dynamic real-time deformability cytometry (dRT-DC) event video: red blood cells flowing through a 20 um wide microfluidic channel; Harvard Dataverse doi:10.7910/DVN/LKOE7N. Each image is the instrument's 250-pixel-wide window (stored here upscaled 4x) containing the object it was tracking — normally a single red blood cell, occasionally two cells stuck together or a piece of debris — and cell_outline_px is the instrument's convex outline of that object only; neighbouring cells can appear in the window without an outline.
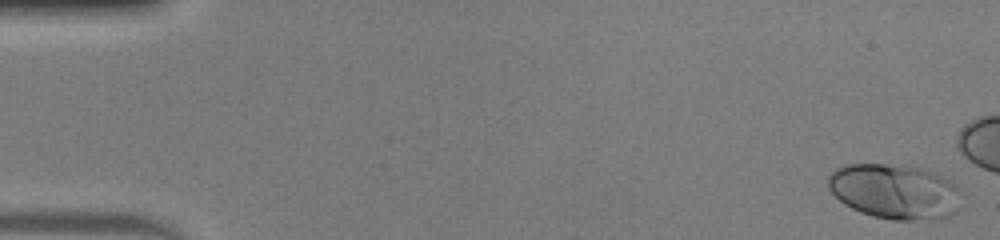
{"species": "human", "species_latin": "Homo sapiens", "temperature_condition": "warm", "stored_images_in_passage": 42, "camera_frame_rate_fps": 3000, "um_per_image_px": 0.085, "donor": {"sex": "male"}, "frame": {"image": 1, "passage_image": 1, "time_ms": 0.0, "image_size_px": [1000, 240], "cell_outline_px": [[960, 208], [956, 212], [948, 216], [912, 220], [892, 220], [872, 216], [860, 212], [844, 204], [828, 188], [828, 176], [836, 168], [844, 164], [884, 164], [916, 168], [932, 172], [956, 184], [960, 192]], "centroid_in_image_um": [76.03, 16.28], "position_along_channel_um": 9.0, "area_um2": 42.43}}
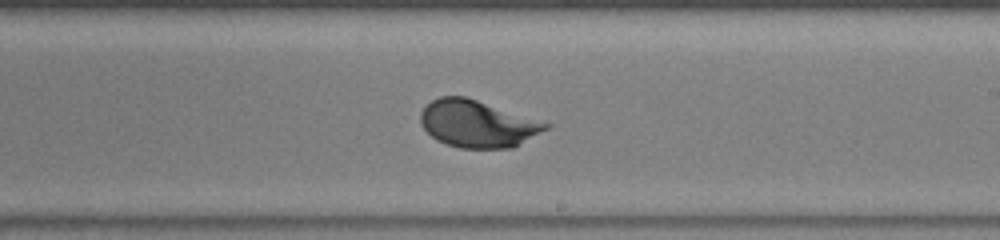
{"frame": {"image": 2, "passage_image": 30, "time_ms": 9.667, "image_size_px": [1000, 240], "cell_outline_px": [[552, 124], [548, 128], [512, 148], [460, 148], [436, 140], [420, 124], [420, 112], [432, 100], [440, 96], [464, 96], [548, 120]], "centroid_in_image_um": [40.65, 10.5], "position_along_channel_um": 248.3, "area_um2": 34.8}}
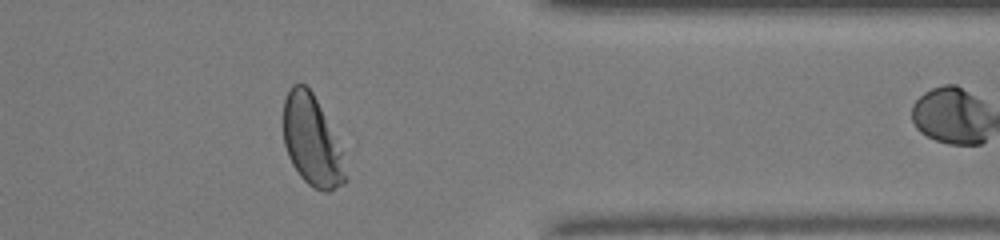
{"frame": {"image": 3, "passage_image": 41, "time_ms": 13.333, "image_size_px": [1000, 240], "cell_outline_px": [[348, 180], [344, 184], [328, 192], [324, 192], [312, 188], [300, 176], [292, 164], [288, 156], [284, 144], [284, 100], [292, 84], [304, 84], [312, 92], [320, 108], [340, 152]], "centroid_in_image_um": [26.47, 12.03], "position_along_channel_um": 384.9, "area_um2": 31.73}}